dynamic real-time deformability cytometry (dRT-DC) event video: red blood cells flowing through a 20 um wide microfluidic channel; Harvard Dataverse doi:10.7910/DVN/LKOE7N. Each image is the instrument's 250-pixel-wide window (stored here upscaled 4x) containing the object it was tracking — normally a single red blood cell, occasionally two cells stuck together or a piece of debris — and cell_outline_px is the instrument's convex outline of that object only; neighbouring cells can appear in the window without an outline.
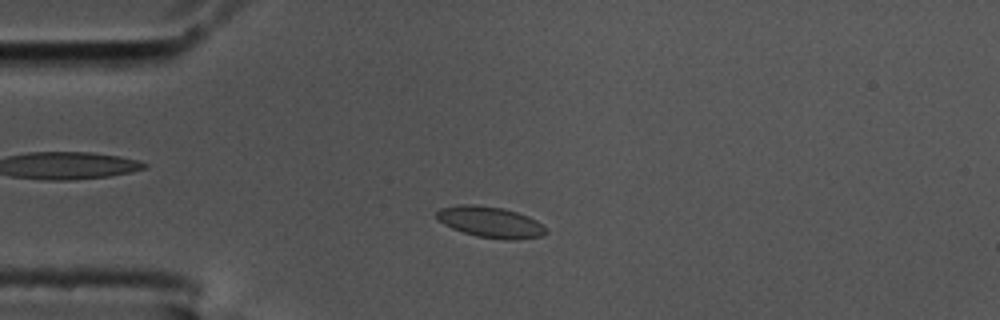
{"species": "common noctule bat (a hibernating species)", "species_latin": "Nyctalus noctula", "temperature_condition": "cold", "stored_images_in_passage": 53, "camera_frame_rate_fps": 3000, "um_per_image_px": 0.085, "animal": {"sex": "male", "body_mass_g": 17.5, "forearm_length_mm": 52.3}, "frame": {"image": 1, "passage_image": 11, "time_ms": 3.333, "image_size_px": [1000, 320], "cell_outline_px": [[548, 232], [540, 236], [516, 240], [508, 240], [476, 236], [452, 228], [444, 224], [436, 216], [436, 212], [440, 208], [460, 204], [472, 204], [504, 208], [528, 216], [536, 220], [548, 228]], "centroid_in_image_um": [41.71, 18.87], "position_along_channel_um": 43.3, "area_um2": 19.77}}
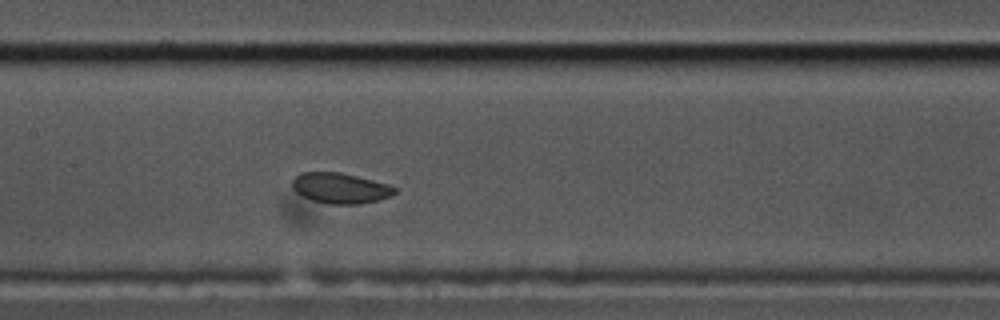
{"frame": {"image": 2, "passage_image": 24, "time_ms": 7.667, "image_size_px": [1000, 320], "cell_outline_px": [[396, 192], [392, 196], [380, 200], [360, 204], [328, 204], [312, 200], [296, 192], [292, 188], [292, 180], [300, 172], [340, 172], [388, 184], [396, 188]], "centroid_in_image_um": [28.93, 16.0], "position_along_channel_um": 178.5, "area_um2": 18.26}}
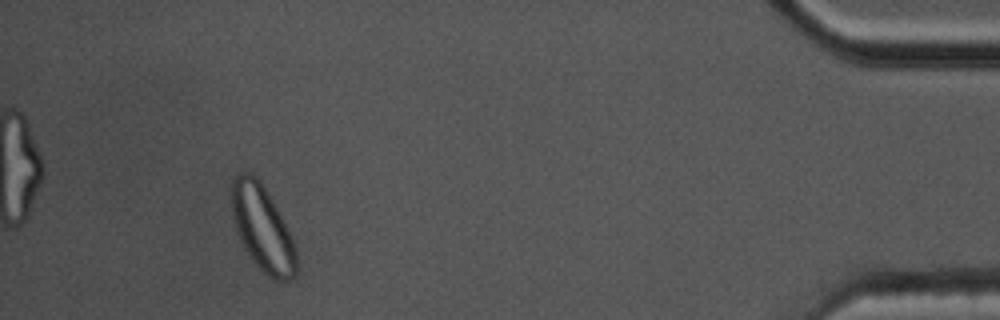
{"frame": {"image": 3, "passage_image": 49, "time_ms": 16.0, "image_size_px": [1000, 320], "cell_outline_px": [[296, 272], [288, 280], [276, 280], [268, 276], [256, 264], [244, 248], [236, 232], [232, 220], [232, 180], [240, 172], [252, 172], [260, 180], [272, 200], [292, 236], [296, 248]], "centroid_in_image_um": [22.29, 19.38], "position_along_channel_um": 412.9, "area_um2": 32.08}, "authors_computed_cell_mechanics": {"area_um2": 18.9006, "velocity_mm_per_s": 3.5876, "shape_relaxation_time_tau1_ms": 9.2662, "shape_relaxation_time_tau2_ms": null, "deformation_change_tau1": 0.1193, "deformation_change_tau2": null}}